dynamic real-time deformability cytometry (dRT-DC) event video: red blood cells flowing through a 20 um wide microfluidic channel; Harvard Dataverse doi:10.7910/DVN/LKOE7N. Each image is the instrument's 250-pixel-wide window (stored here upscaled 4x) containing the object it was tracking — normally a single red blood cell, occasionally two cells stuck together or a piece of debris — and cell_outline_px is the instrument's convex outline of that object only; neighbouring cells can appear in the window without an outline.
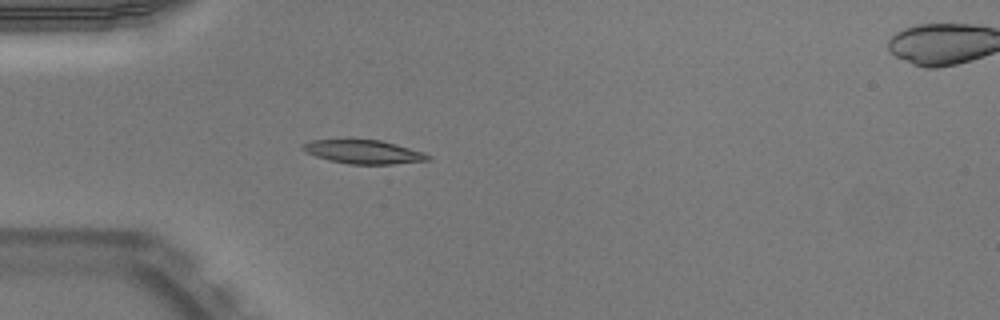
{"species": "Egyptian fruit bat (a non-hibernating species)", "species_latin": "Rousettus aegyptiacus", "temperature_condition": "warm", "stored_images_in_passage": 51, "camera_frame_rate_fps": 3000, "um_per_image_px": 0.085, "animal": {"sex": "male"}, "frame": {"image": 1, "passage_image": 15, "time_ms": 4.667, "image_size_px": [1000, 320], "cell_outline_px": [[432, 160], [392, 164], [348, 164], [328, 160], [316, 156], [300, 148], [304, 144], [312, 140], [348, 136], [352, 136], [380, 140], [396, 144], [424, 152], [432, 156]], "centroid_in_image_um": [30.88, 12.85], "position_along_channel_um": 54.1, "area_um2": 18.21}}
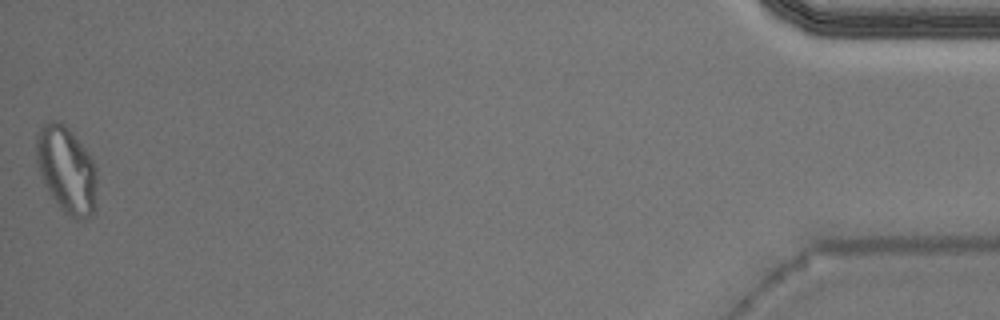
{"frame": {"image": 2, "passage_image": 51, "time_ms": 16.667, "image_size_px": [1000, 320], "cell_outline_px": [[96, 212], [92, 216], [84, 220], [76, 220], [64, 212], [60, 208], [44, 184], [36, 160], [36, 132], [48, 120], [56, 120], [64, 124], [68, 128], [88, 152], [96, 168]], "centroid_in_image_um": [5.67, 14.46], "position_along_channel_um": 429.5, "area_um2": 30.87}, "authors_computed_cell_mechanics": {"area_um2": 17.051, "velocity_mm_per_s": 3.9432, "shape_relaxation_time_tau1_ms": 4.5755, "shape_relaxation_time_tau2_ms": 1.8164, "deformation_change_tau1": 0.1832, "deformation_change_tau2": 0.0432}}